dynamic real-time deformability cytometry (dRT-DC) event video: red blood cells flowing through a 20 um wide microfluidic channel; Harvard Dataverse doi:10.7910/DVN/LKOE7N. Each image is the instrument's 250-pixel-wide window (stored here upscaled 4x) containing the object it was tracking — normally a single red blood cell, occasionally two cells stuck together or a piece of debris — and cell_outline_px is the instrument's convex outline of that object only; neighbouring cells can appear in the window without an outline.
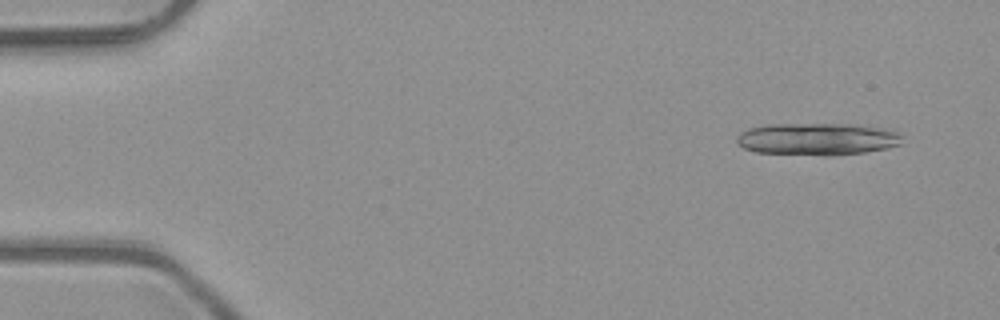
{"species": "common noctule bat (a hibernating species)", "species_latin": "Nyctalus noctula", "temperature_condition": "room temperature", "stored_images_in_passage": 5, "camera_frame_rate_fps": 3000, "um_per_image_px": 0.085, "animal": {"sex": "male", "body_mass_g": 23.1, "forearm_length_mm": 52.7}, "frame": {"image": 1, "passage_image": 2, "time_ms": 0.333, "image_size_px": [1000, 320], "cell_outline_px": [[900, 144], [888, 148], [864, 152], [756, 152], [744, 148], [736, 140], [736, 136], [740, 132], [748, 128], [764, 124], [856, 124], [892, 128], [900, 136]], "centroid_in_image_um": [69.48, 11.74], "position_along_channel_um": 15.5, "area_um2": 29.82}}